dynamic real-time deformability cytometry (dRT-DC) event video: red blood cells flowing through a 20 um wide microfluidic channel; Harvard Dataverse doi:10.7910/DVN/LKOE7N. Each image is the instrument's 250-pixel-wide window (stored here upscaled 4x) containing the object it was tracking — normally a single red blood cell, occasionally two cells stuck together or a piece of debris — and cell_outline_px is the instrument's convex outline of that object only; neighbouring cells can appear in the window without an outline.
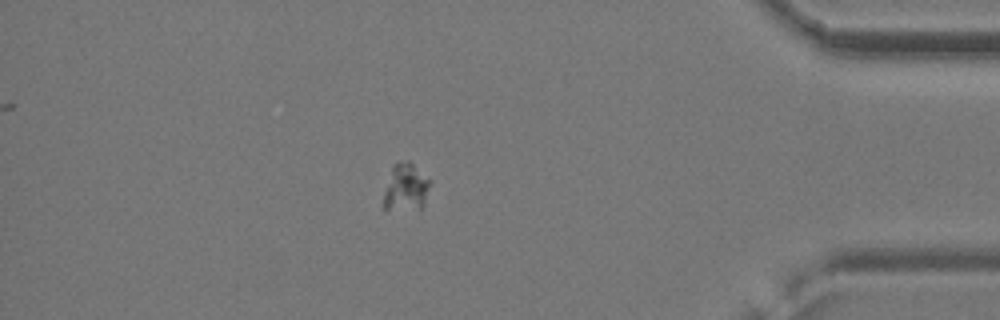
{"species": "common noctule bat (a hibernating species)", "species_latin": "Nyctalus noctula", "temperature_condition": "cold", "stored_images_in_passage": 55, "camera_frame_rate_fps": 3000, "um_per_image_px": 0.085, "animal": {"sex": "female", "body_mass_g": 24.6, "forearm_length_mm": 56.2}, "frame": {"image": 1, "passage_image": 48, "time_ms": 15.667, "image_size_px": [1000, 320], "cell_outline_px": [[432, 180], [424, 204], [420, 208], [384, 208], [384, 192], [392, 164], [396, 160], [408, 160]], "centroid_in_image_um": [34.51, 15.84], "position_along_channel_um": 400.7, "area_um2": 12.83}}